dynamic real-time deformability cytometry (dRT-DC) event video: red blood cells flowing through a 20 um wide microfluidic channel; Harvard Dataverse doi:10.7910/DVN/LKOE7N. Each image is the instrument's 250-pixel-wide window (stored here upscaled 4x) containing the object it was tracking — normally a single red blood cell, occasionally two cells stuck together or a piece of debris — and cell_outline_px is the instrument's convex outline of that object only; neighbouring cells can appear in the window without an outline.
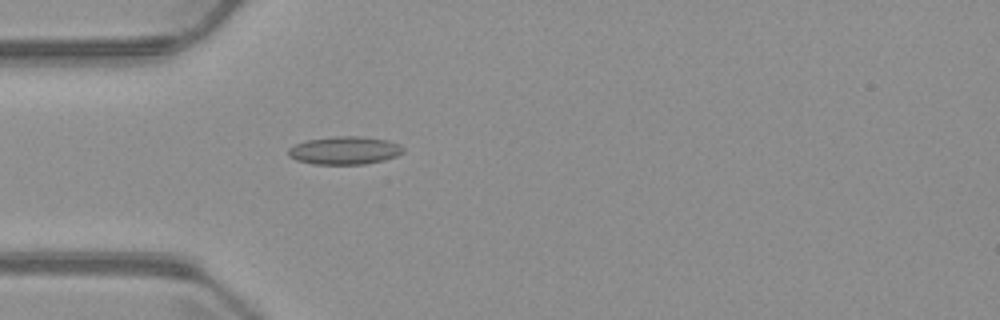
{"species": "common noctule bat (a hibernating species)", "species_latin": "Nyctalus noctula", "temperature_condition": "warm", "stored_images_in_passage": 4, "camera_frame_rate_fps": 3000, "um_per_image_px": 0.085, "animal": {"sex": "male", "body_mass_g": 23.1, "forearm_length_mm": 52.7}, "frame": {"image": 1, "passage_image": 4, "time_ms": 4.333, "image_size_px": [1000, 320], "cell_outline_px": [[404, 152], [396, 156], [384, 160], [364, 164], [312, 164], [296, 160], [288, 156], [288, 148], [292, 144], [308, 140], [336, 136], [364, 136], [388, 140], [400, 144], [404, 148]], "centroid_in_image_um": [29.29, 12.78], "position_along_channel_um": 55.7, "area_um2": 18.96}}